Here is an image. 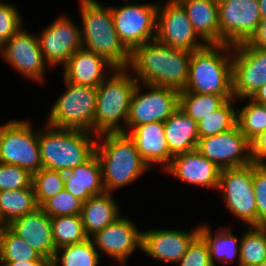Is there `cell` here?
<instances>
[{
    "instance_id": "cell-48",
    "label": "cell",
    "mask_w": 266,
    "mask_h": 266,
    "mask_svg": "<svg viewBox=\"0 0 266 266\" xmlns=\"http://www.w3.org/2000/svg\"><path fill=\"white\" fill-rule=\"evenodd\" d=\"M259 266H266V260L262 264H260Z\"/></svg>"
},
{
    "instance_id": "cell-46",
    "label": "cell",
    "mask_w": 266,
    "mask_h": 266,
    "mask_svg": "<svg viewBox=\"0 0 266 266\" xmlns=\"http://www.w3.org/2000/svg\"><path fill=\"white\" fill-rule=\"evenodd\" d=\"M251 99L259 104L266 105V84L262 85Z\"/></svg>"
},
{
    "instance_id": "cell-26",
    "label": "cell",
    "mask_w": 266,
    "mask_h": 266,
    "mask_svg": "<svg viewBox=\"0 0 266 266\" xmlns=\"http://www.w3.org/2000/svg\"><path fill=\"white\" fill-rule=\"evenodd\" d=\"M165 138L173 156L195 150L198 143V125L178 108L164 122Z\"/></svg>"
},
{
    "instance_id": "cell-39",
    "label": "cell",
    "mask_w": 266,
    "mask_h": 266,
    "mask_svg": "<svg viewBox=\"0 0 266 266\" xmlns=\"http://www.w3.org/2000/svg\"><path fill=\"white\" fill-rule=\"evenodd\" d=\"M32 175L25 169L0 162V191L29 187Z\"/></svg>"
},
{
    "instance_id": "cell-44",
    "label": "cell",
    "mask_w": 266,
    "mask_h": 266,
    "mask_svg": "<svg viewBox=\"0 0 266 266\" xmlns=\"http://www.w3.org/2000/svg\"><path fill=\"white\" fill-rule=\"evenodd\" d=\"M250 46L266 49V20H261L256 32L247 41Z\"/></svg>"
},
{
    "instance_id": "cell-47",
    "label": "cell",
    "mask_w": 266,
    "mask_h": 266,
    "mask_svg": "<svg viewBox=\"0 0 266 266\" xmlns=\"http://www.w3.org/2000/svg\"><path fill=\"white\" fill-rule=\"evenodd\" d=\"M261 20H266V0H258Z\"/></svg>"
},
{
    "instance_id": "cell-12",
    "label": "cell",
    "mask_w": 266,
    "mask_h": 266,
    "mask_svg": "<svg viewBox=\"0 0 266 266\" xmlns=\"http://www.w3.org/2000/svg\"><path fill=\"white\" fill-rule=\"evenodd\" d=\"M232 77L234 99L251 98L266 84V49L247 42L233 45Z\"/></svg>"
},
{
    "instance_id": "cell-36",
    "label": "cell",
    "mask_w": 266,
    "mask_h": 266,
    "mask_svg": "<svg viewBox=\"0 0 266 266\" xmlns=\"http://www.w3.org/2000/svg\"><path fill=\"white\" fill-rule=\"evenodd\" d=\"M241 110H237V125L240 132L251 142L259 134L266 131V105L259 104L249 98Z\"/></svg>"
},
{
    "instance_id": "cell-13",
    "label": "cell",
    "mask_w": 266,
    "mask_h": 266,
    "mask_svg": "<svg viewBox=\"0 0 266 266\" xmlns=\"http://www.w3.org/2000/svg\"><path fill=\"white\" fill-rule=\"evenodd\" d=\"M219 37L225 44L247 42L261 21L258 0H225L218 3Z\"/></svg>"
},
{
    "instance_id": "cell-28",
    "label": "cell",
    "mask_w": 266,
    "mask_h": 266,
    "mask_svg": "<svg viewBox=\"0 0 266 266\" xmlns=\"http://www.w3.org/2000/svg\"><path fill=\"white\" fill-rule=\"evenodd\" d=\"M38 208L32 184L22 189L0 191V219L5 226Z\"/></svg>"
},
{
    "instance_id": "cell-42",
    "label": "cell",
    "mask_w": 266,
    "mask_h": 266,
    "mask_svg": "<svg viewBox=\"0 0 266 266\" xmlns=\"http://www.w3.org/2000/svg\"><path fill=\"white\" fill-rule=\"evenodd\" d=\"M178 262L180 266H214L210 259L207 243L200 235L192 241Z\"/></svg>"
},
{
    "instance_id": "cell-43",
    "label": "cell",
    "mask_w": 266,
    "mask_h": 266,
    "mask_svg": "<svg viewBox=\"0 0 266 266\" xmlns=\"http://www.w3.org/2000/svg\"><path fill=\"white\" fill-rule=\"evenodd\" d=\"M251 160L255 164H265L266 159V131L259 134L251 142Z\"/></svg>"
},
{
    "instance_id": "cell-33",
    "label": "cell",
    "mask_w": 266,
    "mask_h": 266,
    "mask_svg": "<svg viewBox=\"0 0 266 266\" xmlns=\"http://www.w3.org/2000/svg\"><path fill=\"white\" fill-rule=\"evenodd\" d=\"M243 235L239 266H259L266 260V225L251 226Z\"/></svg>"
},
{
    "instance_id": "cell-15",
    "label": "cell",
    "mask_w": 266,
    "mask_h": 266,
    "mask_svg": "<svg viewBox=\"0 0 266 266\" xmlns=\"http://www.w3.org/2000/svg\"><path fill=\"white\" fill-rule=\"evenodd\" d=\"M196 35L186 11L176 0H168L164 8L158 4L155 37L158 42L193 52L207 45L196 42Z\"/></svg>"
},
{
    "instance_id": "cell-25",
    "label": "cell",
    "mask_w": 266,
    "mask_h": 266,
    "mask_svg": "<svg viewBox=\"0 0 266 266\" xmlns=\"http://www.w3.org/2000/svg\"><path fill=\"white\" fill-rule=\"evenodd\" d=\"M186 11L198 37L206 44H224L219 37L218 3L215 0H176Z\"/></svg>"
},
{
    "instance_id": "cell-31",
    "label": "cell",
    "mask_w": 266,
    "mask_h": 266,
    "mask_svg": "<svg viewBox=\"0 0 266 266\" xmlns=\"http://www.w3.org/2000/svg\"><path fill=\"white\" fill-rule=\"evenodd\" d=\"M59 249L62 254L59 257ZM100 254L91 238L81 243L66 245L56 249L50 266H97ZM60 261V262H59ZM60 263V264H59Z\"/></svg>"
},
{
    "instance_id": "cell-8",
    "label": "cell",
    "mask_w": 266,
    "mask_h": 266,
    "mask_svg": "<svg viewBox=\"0 0 266 266\" xmlns=\"http://www.w3.org/2000/svg\"><path fill=\"white\" fill-rule=\"evenodd\" d=\"M0 162L27 170L31 175L43 168L38 133L28 121H11L0 126Z\"/></svg>"
},
{
    "instance_id": "cell-16",
    "label": "cell",
    "mask_w": 266,
    "mask_h": 266,
    "mask_svg": "<svg viewBox=\"0 0 266 266\" xmlns=\"http://www.w3.org/2000/svg\"><path fill=\"white\" fill-rule=\"evenodd\" d=\"M81 30L69 18L60 17L38 37L44 59L50 65L66 64L82 48Z\"/></svg>"
},
{
    "instance_id": "cell-30",
    "label": "cell",
    "mask_w": 266,
    "mask_h": 266,
    "mask_svg": "<svg viewBox=\"0 0 266 266\" xmlns=\"http://www.w3.org/2000/svg\"><path fill=\"white\" fill-rule=\"evenodd\" d=\"M48 261L14 234L7 226L0 228V262Z\"/></svg>"
},
{
    "instance_id": "cell-9",
    "label": "cell",
    "mask_w": 266,
    "mask_h": 266,
    "mask_svg": "<svg viewBox=\"0 0 266 266\" xmlns=\"http://www.w3.org/2000/svg\"><path fill=\"white\" fill-rule=\"evenodd\" d=\"M254 163L221 169L218 189L228 209L242 221L257 226V208L253 191Z\"/></svg>"
},
{
    "instance_id": "cell-22",
    "label": "cell",
    "mask_w": 266,
    "mask_h": 266,
    "mask_svg": "<svg viewBox=\"0 0 266 266\" xmlns=\"http://www.w3.org/2000/svg\"><path fill=\"white\" fill-rule=\"evenodd\" d=\"M128 135L134 140L142 160L150 167L151 163H164L166 169L174 157L165 138L164 122L141 124Z\"/></svg>"
},
{
    "instance_id": "cell-2",
    "label": "cell",
    "mask_w": 266,
    "mask_h": 266,
    "mask_svg": "<svg viewBox=\"0 0 266 266\" xmlns=\"http://www.w3.org/2000/svg\"><path fill=\"white\" fill-rule=\"evenodd\" d=\"M80 2L83 23L82 47L104 58L114 69H127L131 52L119 39L111 7L103 8L95 0H80Z\"/></svg>"
},
{
    "instance_id": "cell-40",
    "label": "cell",
    "mask_w": 266,
    "mask_h": 266,
    "mask_svg": "<svg viewBox=\"0 0 266 266\" xmlns=\"http://www.w3.org/2000/svg\"><path fill=\"white\" fill-rule=\"evenodd\" d=\"M253 191L257 208V226L266 225V163H254Z\"/></svg>"
},
{
    "instance_id": "cell-18",
    "label": "cell",
    "mask_w": 266,
    "mask_h": 266,
    "mask_svg": "<svg viewBox=\"0 0 266 266\" xmlns=\"http://www.w3.org/2000/svg\"><path fill=\"white\" fill-rule=\"evenodd\" d=\"M142 233L135 224L125 217H118L114 222L97 232L92 237L94 246L105 255L115 258L120 266L125 265L127 257L136 247L142 249Z\"/></svg>"
},
{
    "instance_id": "cell-20",
    "label": "cell",
    "mask_w": 266,
    "mask_h": 266,
    "mask_svg": "<svg viewBox=\"0 0 266 266\" xmlns=\"http://www.w3.org/2000/svg\"><path fill=\"white\" fill-rule=\"evenodd\" d=\"M199 235V227L192 232L179 230H148L142 233V251L164 262H177Z\"/></svg>"
},
{
    "instance_id": "cell-6",
    "label": "cell",
    "mask_w": 266,
    "mask_h": 266,
    "mask_svg": "<svg viewBox=\"0 0 266 266\" xmlns=\"http://www.w3.org/2000/svg\"><path fill=\"white\" fill-rule=\"evenodd\" d=\"M107 81L97 87L94 131L97 134L107 132H126L120 127L119 120L126 123L133 91L138 84L134 76L127 74L126 68L114 69ZM117 71V72H116Z\"/></svg>"
},
{
    "instance_id": "cell-24",
    "label": "cell",
    "mask_w": 266,
    "mask_h": 266,
    "mask_svg": "<svg viewBox=\"0 0 266 266\" xmlns=\"http://www.w3.org/2000/svg\"><path fill=\"white\" fill-rule=\"evenodd\" d=\"M64 189L85 202L105 193L101 166L96 154L70 171L64 172Z\"/></svg>"
},
{
    "instance_id": "cell-10",
    "label": "cell",
    "mask_w": 266,
    "mask_h": 266,
    "mask_svg": "<svg viewBox=\"0 0 266 266\" xmlns=\"http://www.w3.org/2000/svg\"><path fill=\"white\" fill-rule=\"evenodd\" d=\"M157 9L158 4L154 3L127 4L111 8L114 27L119 39L130 52L139 45L155 39Z\"/></svg>"
},
{
    "instance_id": "cell-41",
    "label": "cell",
    "mask_w": 266,
    "mask_h": 266,
    "mask_svg": "<svg viewBox=\"0 0 266 266\" xmlns=\"http://www.w3.org/2000/svg\"><path fill=\"white\" fill-rule=\"evenodd\" d=\"M11 4L0 2V47L21 29L22 19Z\"/></svg>"
},
{
    "instance_id": "cell-29",
    "label": "cell",
    "mask_w": 266,
    "mask_h": 266,
    "mask_svg": "<svg viewBox=\"0 0 266 266\" xmlns=\"http://www.w3.org/2000/svg\"><path fill=\"white\" fill-rule=\"evenodd\" d=\"M228 99H234V96L179 92V108L198 123L203 117L221 107Z\"/></svg>"
},
{
    "instance_id": "cell-21",
    "label": "cell",
    "mask_w": 266,
    "mask_h": 266,
    "mask_svg": "<svg viewBox=\"0 0 266 266\" xmlns=\"http://www.w3.org/2000/svg\"><path fill=\"white\" fill-rule=\"evenodd\" d=\"M165 170L182 182L218 189L221 169L197 149L174 156Z\"/></svg>"
},
{
    "instance_id": "cell-14",
    "label": "cell",
    "mask_w": 266,
    "mask_h": 266,
    "mask_svg": "<svg viewBox=\"0 0 266 266\" xmlns=\"http://www.w3.org/2000/svg\"><path fill=\"white\" fill-rule=\"evenodd\" d=\"M196 149L220 169L252 163L250 141L240 132L237 124L220 134L198 139Z\"/></svg>"
},
{
    "instance_id": "cell-45",
    "label": "cell",
    "mask_w": 266,
    "mask_h": 266,
    "mask_svg": "<svg viewBox=\"0 0 266 266\" xmlns=\"http://www.w3.org/2000/svg\"><path fill=\"white\" fill-rule=\"evenodd\" d=\"M1 266H50L49 261L1 262Z\"/></svg>"
},
{
    "instance_id": "cell-38",
    "label": "cell",
    "mask_w": 266,
    "mask_h": 266,
    "mask_svg": "<svg viewBox=\"0 0 266 266\" xmlns=\"http://www.w3.org/2000/svg\"><path fill=\"white\" fill-rule=\"evenodd\" d=\"M83 201L63 189L47 199L40 208L50 217L80 215Z\"/></svg>"
},
{
    "instance_id": "cell-5",
    "label": "cell",
    "mask_w": 266,
    "mask_h": 266,
    "mask_svg": "<svg viewBox=\"0 0 266 266\" xmlns=\"http://www.w3.org/2000/svg\"><path fill=\"white\" fill-rule=\"evenodd\" d=\"M91 134L47 125L46 131L38 133L43 168L66 172L89 160L97 143Z\"/></svg>"
},
{
    "instance_id": "cell-7",
    "label": "cell",
    "mask_w": 266,
    "mask_h": 266,
    "mask_svg": "<svg viewBox=\"0 0 266 266\" xmlns=\"http://www.w3.org/2000/svg\"><path fill=\"white\" fill-rule=\"evenodd\" d=\"M67 90L52 107L47 125L55 128L94 130L97 87L77 85L65 81Z\"/></svg>"
},
{
    "instance_id": "cell-3",
    "label": "cell",
    "mask_w": 266,
    "mask_h": 266,
    "mask_svg": "<svg viewBox=\"0 0 266 266\" xmlns=\"http://www.w3.org/2000/svg\"><path fill=\"white\" fill-rule=\"evenodd\" d=\"M106 137L103 146L96 143L95 154L101 166L105 191L126 186L136 180L149 166L142 160L134 140L128 132H107L97 137ZM100 145V146H99Z\"/></svg>"
},
{
    "instance_id": "cell-11",
    "label": "cell",
    "mask_w": 266,
    "mask_h": 266,
    "mask_svg": "<svg viewBox=\"0 0 266 266\" xmlns=\"http://www.w3.org/2000/svg\"><path fill=\"white\" fill-rule=\"evenodd\" d=\"M139 86L133 91L126 121L131 130L141 124L165 122L179 108V91L146 84L150 91L140 95Z\"/></svg>"
},
{
    "instance_id": "cell-50",
    "label": "cell",
    "mask_w": 266,
    "mask_h": 266,
    "mask_svg": "<svg viewBox=\"0 0 266 266\" xmlns=\"http://www.w3.org/2000/svg\"><path fill=\"white\" fill-rule=\"evenodd\" d=\"M217 3H219V2H223V1H225V0H215Z\"/></svg>"
},
{
    "instance_id": "cell-17",
    "label": "cell",
    "mask_w": 266,
    "mask_h": 266,
    "mask_svg": "<svg viewBox=\"0 0 266 266\" xmlns=\"http://www.w3.org/2000/svg\"><path fill=\"white\" fill-rule=\"evenodd\" d=\"M0 51L17 71L32 80H43L46 61L38 37L32 36L25 30L22 31L21 28L0 47Z\"/></svg>"
},
{
    "instance_id": "cell-35",
    "label": "cell",
    "mask_w": 266,
    "mask_h": 266,
    "mask_svg": "<svg viewBox=\"0 0 266 266\" xmlns=\"http://www.w3.org/2000/svg\"><path fill=\"white\" fill-rule=\"evenodd\" d=\"M233 100L228 99L221 107L197 123L199 139L220 134L236 125L237 111L232 108Z\"/></svg>"
},
{
    "instance_id": "cell-1",
    "label": "cell",
    "mask_w": 266,
    "mask_h": 266,
    "mask_svg": "<svg viewBox=\"0 0 266 266\" xmlns=\"http://www.w3.org/2000/svg\"><path fill=\"white\" fill-rule=\"evenodd\" d=\"M151 43V44H150ZM191 51L148 41L131 52V66L138 83L169 87L183 91L189 77Z\"/></svg>"
},
{
    "instance_id": "cell-4",
    "label": "cell",
    "mask_w": 266,
    "mask_h": 266,
    "mask_svg": "<svg viewBox=\"0 0 266 266\" xmlns=\"http://www.w3.org/2000/svg\"><path fill=\"white\" fill-rule=\"evenodd\" d=\"M231 50L232 45L224 43L207 44L193 51L188 81L180 92L233 96Z\"/></svg>"
},
{
    "instance_id": "cell-27",
    "label": "cell",
    "mask_w": 266,
    "mask_h": 266,
    "mask_svg": "<svg viewBox=\"0 0 266 266\" xmlns=\"http://www.w3.org/2000/svg\"><path fill=\"white\" fill-rule=\"evenodd\" d=\"M112 197L110 193L105 192L83 202L80 215L88 238L120 217L118 206Z\"/></svg>"
},
{
    "instance_id": "cell-23",
    "label": "cell",
    "mask_w": 266,
    "mask_h": 266,
    "mask_svg": "<svg viewBox=\"0 0 266 266\" xmlns=\"http://www.w3.org/2000/svg\"><path fill=\"white\" fill-rule=\"evenodd\" d=\"M64 66L65 81L90 87H98L106 80L104 67L114 69L104 58L83 47L78 49Z\"/></svg>"
},
{
    "instance_id": "cell-37",
    "label": "cell",
    "mask_w": 266,
    "mask_h": 266,
    "mask_svg": "<svg viewBox=\"0 0 266 266\" xmlns=\"http://www.w3.org/2000/svg\"><path fill=\"white\" fill-rule=\"evenodd\" d=\"M32 185L40 207L47 199L64 189V172L42 168L32 175Z\"/></svg>"
},
{
    "instance_id": "cell-34",
    "label": "cell",
    "mask_w": 266,
    "mask_h": 266,
    "mask_svg": "<svg viewBox=\"0 0 266 266\" xmlns=\"http://www.w3.org/2000/svg\"><path fill=\"white\" fill-rule=\"evenodd\" d=\"M52 237L55 248L81 243L88 239L81 215L57 216L51 218Z\"/></svg>"
},
{
    "instance_id": "cell-32",
    "label": "cell",
    "mask_w": 266,
    "mask_h": 266,
    "mask_svg": "<svg viewBox=\"0 0 266 266\" xmlns=\"http://www.w3.org/2000/svg\"><path fill=\"white\" fill-rule=\"evenodd\" d=\"M199 235L207 243L209 255L212 264L215 266V258L217 260L234 261L238 256V263H240V246H238V238L232 233L222 232L215 236L208 226L199 227ZM214 236V237H213Z\"/></svg>"
},
{
    "instance_id": "cell-19",
    "label": "cell",
    "mask_w": 266,
    "mask_h": 266,
    "mask_svg": "<svg viewBox=\"0 0 266 266\" xmlns=\"http://www.w3.org/2000/svg\"><path fill=\"white\" fill-rule=\"evenodd\" d=\"M7 227L38 254L49 262L52 261L56 248L51 218L40 207L33 213L14 219Z\"/></svg>"
},
{
    "instance_id": "cell-49",
    "label": "cell",
    "mask_w": 266,
    "mask_h": 266,
    "mask_svg": "<svg viewBox=\"0 0 266 266\" xmlns=\"http://www.w3.org/2000/svg\"><path fill=\"white\" fill-rule=\"evenodd\" d=\"M2 226H5V225L1 222V219H0V228H1Z\"/></svg>"
}]
</instances>
